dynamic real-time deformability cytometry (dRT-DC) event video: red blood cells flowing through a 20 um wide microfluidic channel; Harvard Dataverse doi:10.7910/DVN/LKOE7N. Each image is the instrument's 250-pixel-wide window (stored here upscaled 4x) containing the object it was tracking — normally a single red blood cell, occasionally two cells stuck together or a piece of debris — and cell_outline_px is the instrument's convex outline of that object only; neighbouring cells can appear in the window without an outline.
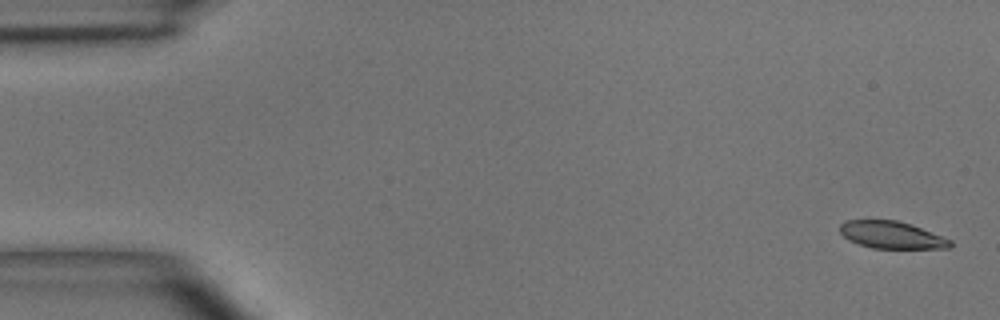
{"species": "common noctule bat (a hibernating species)", "species_latin": "Nyctalus noctula", "temperature_condition": "room temperature", "stored_images_in_passage": 5, "camera_frame_rate_fps": 3000, "um_per_image_px": 0.085, "animal": {"sex": "male", "body_mass_g": 15.6}, "frame": {"image": 1, "passage_image": 1, "time_ms": 0.0, "image_size_px": [1000, 320], "cell_outline_px": [[952, 244], [948, 248], [872, 248], [848, 240], [840, 232], [840, 224], [844, 220], [896, 220], [912, 224], [952, 240]], "centroid_in_image_um": [75.78, 19.96], "position_along_channel_um": 9.2, "area_um2": 17.46}}